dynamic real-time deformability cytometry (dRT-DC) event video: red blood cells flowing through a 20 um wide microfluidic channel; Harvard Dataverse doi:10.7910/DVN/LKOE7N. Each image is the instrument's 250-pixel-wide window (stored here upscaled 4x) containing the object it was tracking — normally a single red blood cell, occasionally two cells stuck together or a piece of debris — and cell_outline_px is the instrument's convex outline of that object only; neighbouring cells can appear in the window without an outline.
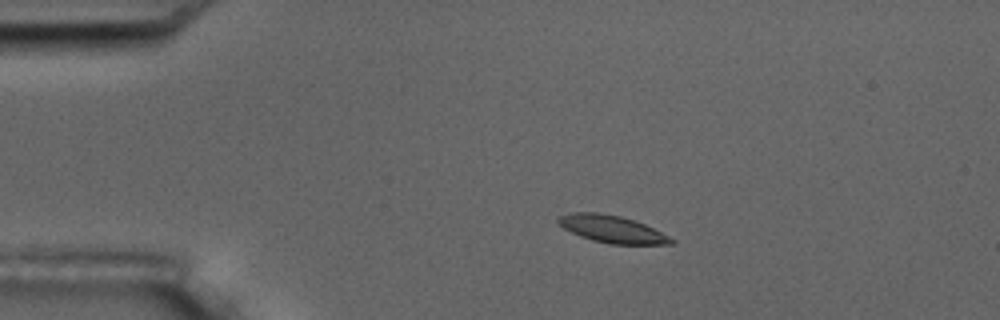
{"species": "common noctule bat (a hibernating species)", "species_latin": "Nyctalus noctula", "temperature_condition": "room temperature", "stored_images_in_passage": 14, "camera_frame_rate_fps": 3000, "um_per_image_px": 0.085, "animal": {"sex": "male", "body_mass_g": 17.5, "forearm_length_mm": 52.3}, "frame": {"image": 1, "passage_image": 1, "time_ms": 0.0, "image_size_px": [1000, 320], "cell_outline_px": [[676, 240], [672, 244], [608, 244], [592, 240], [580, 236], [564, 228], [556, 220], [560, 216], [572, 212], [596, 212], [620, 216], [644, 224]], "centroid_in_image_um": [52.01, 19.48], "position_along_channel_um": 33.0, "area_um2": 17.69}}
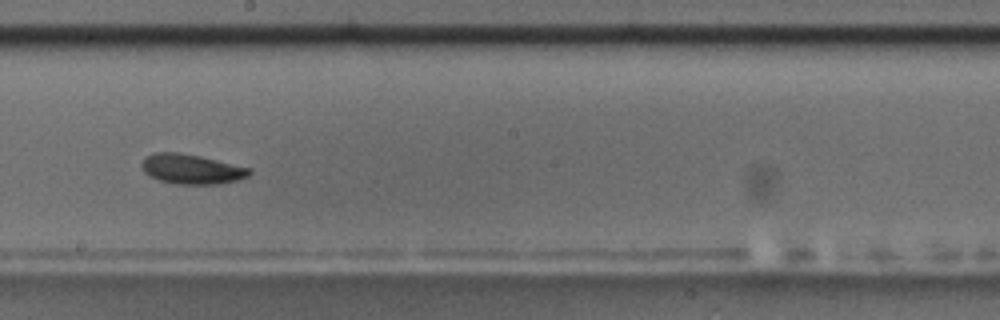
{"frame": {"image": 2, "passage_image": 7, "time_ms": 7.0, "image_size_px": [1000, 320], "cell_outline_px": [[252, 172], [248, 176], [236, 180], [220, 184], [176, 184], [160, 180], [148, 176], [140, 168], [140, 164], [144, 156], [152, 152], [180, 152], [200, 156], [252, 168]], "centroid_in_image_um": [16.23, 14.36], "position_along_channel_um": 232.0, "area_um2": 19.02}}
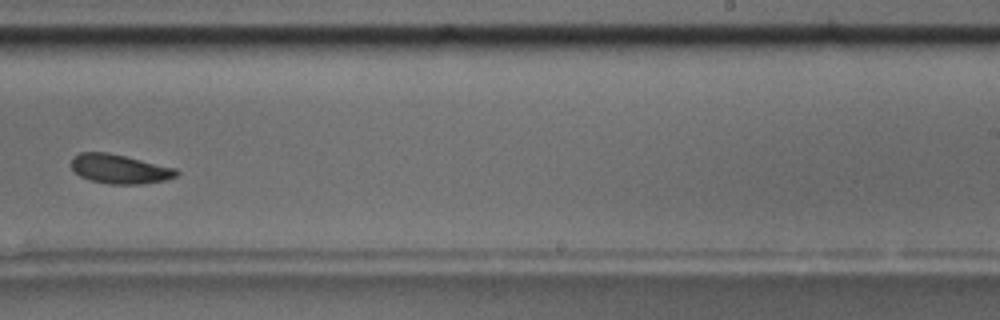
{"frame": {"image": 3, "passage_image": 8, "time_ms": 8.333, "image_size_px": [1000, 320], "cell_outline_px": [[180, 172], [176, 176], [164, 180], [144, 184], [108, 184], [92, 180], [80, 176], [72, 168], [72, 156], [80, 152], [108, 152], [176, 168]], "centroid_in_image_um": [10.17, 14.36], "position_along_channel_um": 278.8, "area_um2": 17.86}, "authors_computed_cell_mechanics": {"area_um2": 18.2648, "velocity_mm_per_s": 3.5225, "shape_relaxation_time_tau1_ms": 1.9512, "shape_relaxation_time_tau2_ms": null, "deformation_change_tau1": 0.0768, "deformation_change_tau2": null}}